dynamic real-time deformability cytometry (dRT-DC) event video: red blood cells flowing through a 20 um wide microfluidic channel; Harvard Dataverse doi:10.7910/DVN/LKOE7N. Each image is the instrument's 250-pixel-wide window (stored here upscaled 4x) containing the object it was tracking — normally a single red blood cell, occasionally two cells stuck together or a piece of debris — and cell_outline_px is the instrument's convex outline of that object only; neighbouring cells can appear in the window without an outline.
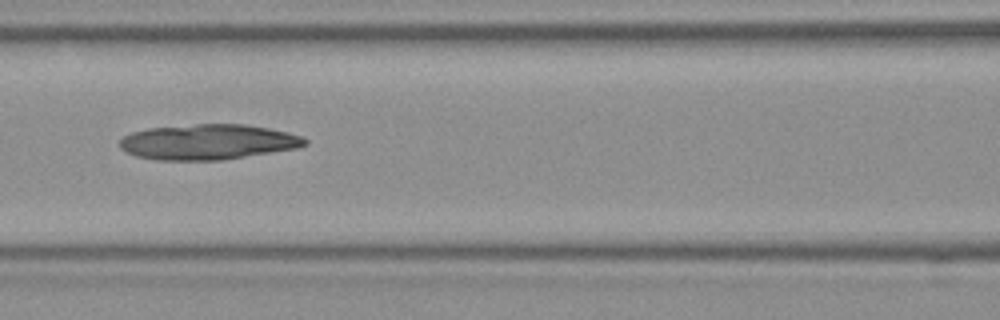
{"species": "Egyptian fruit bat (a non-hibernating species)", "species_latin": "Rousettus aegyptiacus", "temperature_condition": "room temperature", "stored_images_in_passage": 3, "camera_frame_rate_fps": 3000, "um_per_image_px": 0.085, "frame": {"image": 1, "passage_image": 3, "time_ms": 0.667, "image_size_px": [1000, 320], "cell_outline_px": [[308, 144], [300, 148], [220, 160], [156, 160], [136, 156], [120, 148], [120, 140], [124, 136], [132, 132], [148, 128], [196, 124], [244, 124], [268, 128], [288, 132], [304, 136], [308, 140]], "centroid_in_image_um": [17.73, 12.06], "position_along_channel_um": 148.9, "area_um2": 38.26}}